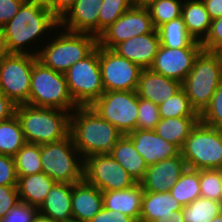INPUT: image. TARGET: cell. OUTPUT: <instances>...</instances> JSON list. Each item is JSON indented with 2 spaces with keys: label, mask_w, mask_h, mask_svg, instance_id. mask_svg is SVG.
I'll return each instance as SVG.
<instances>
[{
  "label": "cell",
  "mask_w": 222,
  "mask_h": 222,
  "mask_svg": "<svg viewBox=\"0 0 222 222\" xmlns=\"http://www.w3.org/2000/svg\"><path fill=\"white\" fill-rule=\"evenodd\" d=\"M58 26L59 19L43 0H26L15 16L3 26L9 53L37 56L38 48L50 38V34H53ZM35 43L39 47L36 48Z\"/></svg>",
  "instance_id": "1"
},
{
  "label": "cell",
  "mask_w": 222,
  "mask_h": 222,
  "mask_svg": "<svg viewBox=\"0 0 222 222\" xmlns=\"http://www.w3.org/2000/svg\"><path fill=\"white\" fill-rule=\"evenodd\" d=\"M199 121L200 117L161 118L154 131L158 136L181 149Z\"/></svg>",
  "instance_id": "28"
},
{
  "label": "cell",
  "mask_w": 222,
  "mask_h": 222,
  "mask_svg": "<svg viewBox=\"0 0 222 222\" xmlns=\"http://www.w3.org/2000/svg\"><path fill=\"white\" fill-rule=\"evenodd\" d=\"M210 18L222 17V0H202Z\"/></svg>",
  "instance_id": "48"
},
{
  "label": "cell",
  "mask_w": 222,
  "mask_h": 222,
  "mask_svg": "<svg viewBox=\"0 0 222 222\" xmlns=\"http://www.w3.org/2000/svg\"><path fill=\"white\" fill-rule=\"evenodd\" d=\"M181 88V82L165 77L148 68L142 69L136 92L139 98L149 100L159 105L172 97Z\"/></svg>",
  "instance_id": "20"
},
{
  "label": "cell",
  "mask_w": 222,
  "mask_h": 222,
  "mask_svg": "<svg viewBox=\"0 0 222 222\" xmlns=\"http://www.w3.org/2000/svg\"><path fill=\"white\" fill-rule=\"evenodd\" d=\"M43 173L58 183L74 184L83 180L84 159L71 135L60 141L40 145Z\"/></svg>",
  "instance_id": "7"
},
{
  "label": "cell",
  "mask_w": 222,
  "mask_h": 222,
  "mask_svg": "<svg viewBox=\"0 0 222 222\" xmlns=\"http://www.w3.org/2000/svg\"><path fill=\"white\" fill-rule=\"evenodd\" d=\"M154 29L148 9L133 5L98 36V45L113 49L120 42Z\"/></svg>",
  "instance_id": "14"
},
{
  "label": "cell",
  "mask_w": 222,
  "mask_h": 222,
  "mask_svg": "<svg viewBox=\"0 0 222 222\" xmlns=\"http://www.w3.org/2000/svg\"><path fill=\"white\" fill-rule=\"evenodd\" d=\"M184 0H158L147 7L154 28L181 17Z\"/></svg>",
  "instance_id": "35"
},
{
  "label": "cell",
  "mask_w": 222,
  "mask_h": 222,
  "mask_svg": "<svg viewBox=\"0 0 222 222\" xmlns=\"http://www.w3.org/2000/svg\"><path fill=\"white\" fill-rule=\"evenodd\" d=\"M17 180L14 157L0 154V186L17 185Z\"/></svg>",
  "instance_id": "42"
},
{
  "label": "cell",
  "mask_w": 222,
  "mask_h": 222,
  "mask_svg": "<svg viewBox=\"0 0 222 222\" xmlns=\"http://www.w3.org/2000/svg\"><path fill=\"white\" fill-rule=\"evenodd\" d=\"M201 197L222 201V169L200 170Z\"/></svg>",
  "instance_id": "37"
},
{
  "label": "cell",
  "mask_w": 222,
  "mask_h": 222,
  "mask_svg": "<svg viewBox=\"0 0 222 222\" xmlns=\"http://www.w3.org/2000/svg\"><path fill=\"white\" fill-rule=\"evenodd\" d=\"M26 0H0V27L9 22Z\"/></svg>",
  "instance_id": "44"
},
{
  "label": "cell",
  "mask_w": 222,
  "mask_h": 222,
  "mask_svg": "<svg viewBox=\"0 0 222 222\" xmlns=\"http://www.w3.org/2000/svg\"><path fill=\"white\" fill-rule=\"evenodd\" d=\"M26 143L16 115L0 122V154L14 156Z\"/></svg>",
  "instance_id": "31"
},
{
  "label": "cell",
  "mask_w": 222,
  "mask_h": 222,
  "mask_svg": "<svg viewBox=\"0 0 222 222\" xmlns=\"http://www.w3.org/2000/svg\"><path fill=\"white\" fill-rule=\"evenodd\" d=\"M33 222H56L52 220L51 218L45 217L38 213V215L35 217Z\"/></svg>",
  "instance_id": "52"
},
{
  "label": "cell",
  "mask_w": 222,
  "mask_h": 222,
  "mask_svg": "<svg viewBox=\"0 0 222 222\" xmlns=\"http://www.w3.org/2000/svg\"><path fill=\"white\" fill-rule=\"evenodd\" d=\"M151 222H185L182 210L174 211V214H171L169 217H166L165 221L157 219Z\"/></svg>",
  "instance_id": "49"
},
{
  "label": "cell",
  "mask_w": 222,
  "mask_h": 222,
  "mask_svg": "<svg viewBox=\"0 0 222 222\" xmlns=\"http://www.w3.org/2000/svg\"><path fill=\"white\" fill-rule=\"evenodd\" d=\"M99 65L104 91H136L142 69L113 49L99 46Z\"/></svg>",
  "instance_id": "13"
},
{
  "label": "cell",
  "mask_w": 222,
  "mask_h": 222,
  "mask_svg": "<svg viewBox=\"0 0 222 222\" xmlns=\"http://www.w3.org/2000/svg\"><path fill=\"white\" fill-rule=\"evenodd\" d=\"M111 156L139 183L148 169L144 158L136 151L132 139L122 135L110 153Z\"/></svg>",
  "instance_id": "25"
},
{
  "label": "cell",
  "mask_w": 222,
  "mask_h": 222,
  "mask_svg": "<svg viewBox=\"0 0 222 222\" xmlns=\"http://www.w3.org/2000/svg\"><path fill=\"white\" fill-rule=\"evenodd\" d=\"M90 107L123 135L136 129L138 119L136 91H105Z\"/></svg>",
  "instance_id": "11"
},
{
  "label": "cell",
  "mask_w": 222,
  "mask_h": 222,
  "mask_svg": "<svg viewBox=\"0 0 222 222\" xmlns=\"http://www.w3.org/2000/svg\"><path fill=\"white\" fill-rule=\"evenodd\" d=\"M18 202L20 199L17 185L0 186V219L4 218Z\"/></svg>",
  "instance_id": "43"
},
{
  "label": "cell",
  "mask_w": 222,
  "mask_h": 222,
  "mask_svg": "<svg viewBox=\"0 0 222 222\" xmlns=\"http://www.w3.org/2000/svg\"><path fill=\"white\" fill-rule=\"evenodd\" d=\"M72 184L56 182L38 208L39 214L56 222H72Z\"/></svg>",
  "instance_id": "22"
},
{
  "label": "cell",
  "mask_w": 222,
  "mask_h": 222,
  "mask_svg": "<svg viewBox=\"0 0 222 222\" xmlns=\"http://www.w3.org/2000/svg\"><path fill=\"white\" fill-rule=\"evenodd\" d=\"M37 56L9 54L0 59V92L15 105L28 104L31 75Z\"/></svg>",
  "instance_id": "10"
},
{
  "label": "cell",
  "mask_w": 222,
  "mask_h": 222,
  "mask_svg": "<svg viewBox=\"0 0 222 222\" xmlns=\"http://www.w3.org/2000/svg\"><path fill=\"white\" fill-rule=\"evenodd\" d=\"M186 168L187 164L181 154L173 156L148 166L139 183L144 191L164 193L178 181Z\"/></svg>",
  "instance_id": "16"
},
{
  "label": "cell",
  "mask_w": 222,
  "mask_h": 222,
  "mask_svg": "<svg viewBox=\"0 0 222 222\" xmlns=\"http://www.w3.org/2000/svg\"><path fill=\"white\" fill-rule=\"evenodd\" d=\"M17 116L26 143L45 144L60 141L70 135L71 113L56 108L21 104Z\"/></svg>",
  "instance_id": "4"
},
{
  "label": "cell",
  "mask_w": 222,
  "mask_h": 222,
  "mask_svg": "<svg viewBox=\"0 0 222 222\" xmlns=\"http://www.w3.org/2000/svg\"><path fill=\"white\" fill-rule=\"evenodd\" d=\"M215 53L219 56L220 62H221V64H222V46L219 47V48L215 51Z\"/></svg>",
  "instance_id": "53"
},
{
  "label": "cell",
  "mask_w": 222,
  "mask_h": 222,
  "mask_svg": "<svg viewBox=\"0 0 222 222\" xmlns=\"http://www.w3.org/2000/svg\"><path fill=\"white\" fill-rule=\"evenodd\" d=\"M182 213L185 222H210L222 213V203L200 197L183 206Z\"/></svg>",
  "instance_id": "33"
},
{
  "label": "cell",
  "mask_w": 222,
  "mask_h": 222,
  "mask_svg": "<svg viewBox=\"0 0 222 222\" xmlns=\"http://www.w3.org/2000/svg\"><path fill=\"white\" fill-rule=\"evenodd\" d=\"M39 211L36 206L18 202L0 222H33Z\"/></svg>",
  "instance_id": "40"
},
{
  "label": "cell",
  "mask_w": 222,
  "mask_h": 222,
  "mask_svg": "<svg viewBox=\"0 0 222 222\" xmlns=\"http://www.w3.org/2000/svg\"><path fill=\"white\" fill-rule=\"evenodd\" d=\"M17 105L0 92V122L15 115Z\"/></svg>",
  "instance_id": "47"
},
{
  "label": "cell",
  "mask_w": 222,
  "mask_h": 222,
  "mask_svg": "<svg viewBox=\"0 0 222 222\" xmlns=\"http://www.w3.org/2000/svg\"><path fill=\"white\" fill-rule=\"evenodd\" d=\"M160 119L158 105L138 97V119L136 129L155 130Z\"/></svg>",
  "instance_id": "38"
},
{
  "label": "cell",
  "mask_w": 222,
  "mask_h": 222,
  "mask_svg": "<svg viewBox=\"0 0 222 222\" xmlns=\"http://www.w3.org/2000/svg\"><path fill=\"white\" fill-rule=\"evenodd\" d=\"M202 50L203 48H169L160 45L150 69L182 83Z\"/></svg>",
  "instance_id": "15"
},
{
  "label": "cell",
  "mask_w": 222,
  "mask_h": 222,
  "mask_svg": "<svg viewBox=\"0 0 222 222\" xmlns=\"http://www.w3.org/2000/svg\"><path fill=\"white\" fill-rule=\"evenodd\" d=\"M89 222H137L133 217L104 207Z\"/></svg>",
  "instance_id": "45"
},
{
  "label": "cell",
  "mask_w": 222,
  "mask_h": 222,
  "mask_svg": "<svg viewBox=\"0 0 222 222\" xmlns=\"http://www.w3.org/2000/svg\"><path fill=\"white\" fill-rule=\"evenodd\" d=\"M72 215L75 222H89L103 208V194L84 179L72 184Z\"/></svg>",
  "instance_id": "21"
},
{
  "label": "cell",
  "mask_w": 222,
  "mask_h": 222,
  "mask_svg": "<svg viewBox=\"0 0 222 222\" xmlns=\"http://www.w3.org/2000/svg\"><path fill=\"white\" fill-rule=\"evenodd\" d=\"M157 1H158V0H133V4H134L135 6L147 8V7L150 6L152 3L157 2Z\"/></svg>",
  "instance_id": "51"
},
{
  "label": "cell",
  "mask_w": 222,
  "mask_h": 222,
  "mask_svg": "<svg viewBox=\"0 0 222 222\" xmlns=\"http://www.w3.org/2000/svg\"><path fill=\"white\" fill-rule=\"evenodd\" d=\"M222 82V64L215 52L202 50L182 82L192 108L201 115L209 106L212 96Z\"/></svg>",
  "instance_id": "5"
},
{
  "label": "cell",
  "mask_w": 222,
  "mask_h": 222,
  "mask_svg": "<svg viewBox=\"0 0 222 222\" xmlns=\"http://www.w3.org/2000/svg\"><path fill=\"white\" fill-rule=\"evenodd\" d=\"M180 154L188 168L222 169V130L199 121L181 147Z\"/></svg>",
  "instance_id": "8"
},
{
  "label": "cell",
  "mask_w": 222,
  "mask_h": 222,
  "mask_svg": "<svg viewBox=\"0 0 222 222\" xmlns=\"http://www.w3.org/2000/svg\"><path fill=\"white\" fill-rule=\"evenodd\" d=\"M182 208L169 191L164 193L144 191L139 222H151L157 219L165 221L166 217Z\"/></svg>",
  "instance_id": "24"
},
{
  "label": "cell",
  "mask_w": 222,
  "mask_h": 222,
  "mask_svg": "<svg viewBox=\"0 0 222 222\" xmlns=\"http://www.w3.org/2000/svg\"><path fill=\"white\" fill-rule=\"evenodd\" d=\"M64 74L74 102L78 106H91L105 92L99 65V45Z\"/></svg>",
  "instance_id": "9"
},
{
  "label": "cell",
  "mask_w": 222,
  "mask_h": 222,
  "mask_svg": "<svg viewBox=\"0 0 222 222\" xmlns=\"http://www.w3.org/2000/svg\"><path fill=\"white\" fill-rule=\"evenodd\" d=\"M169 192L182 207L200 198V170L187 167Z\"/></svg>",
  "instance_id": "30"
},
{
  "label": "cell",
  "mask_w": 222,
  "mask_h": 222,
  "mask_svg": "<svg viewBox=\"0 0 222 222\" xmlns=\"http://www.w3.org/2000/svg\"><path fill=\"white\" fill-rule=\"evenodd\" d=\"M133 5V0H103L98 17V36Z\"/></svg>",
  "instance_id": "36"
},
{
  "label": "cell",
  "mask_w": 222,
  "mask_h": 222,
  "mask_svg": "<svg viewBox=\"0 0 222 222\" xmlns=\"http://www.w3.org/2000/svg\"><path fill=\"white\" fill-rule=\"evenodd\" d=\"M210 222H222V213L214 217Z\"/></svg>",
  "instance_id": "54"
},
{
  "label": "cell",
  "mask_w": 222,
  "mask_h": 222,
  "mask_svg": "<svg viewBox=\"0 0 222 222\" xmlns=\"http://www.w3.org/2000/svg\"><path fill=\"white\" fill-rule=\"evenodd\" d=\"M83 179L102 192L122 190L137 184L111 154H97L85 158Z\"/></svg>",
  "instance_id": "12"
},
{
  "label": "cell",
  "mask_w": 222,
  "mask_h": 222,
  "mask_svg": "<svg viewBox=\"0 0 222 222\" xmlns=\"http://www.w3.org/2000/svg\"><path fill=\"white\" fill-rule=\"evenodd\" d=\"M157 32L161 46L169 48H202L201 42L196 41L187 31L182 17L161 25Z\"/></svg>",
  "instance_id": "29"
},
{
  "label": "cell",
  "mask_w": 222,
  "mask_h": 222,
  "mask_svg": "<svg viewBox=\"0 0 222 222\" xmlns=\"http://www.w3.org/2000/svg\"><path fill=\"white\" fill-rule=\"evenodd\" d=\"M201 45L203 50L208 52H215L222 46V17L212 20L208 35Z\"/></svg>",
  "instance_id": "41"
},
{
  "label": "cell",
  "mask_w": 222,
  "mask_h": 222,
  "mask_svg": "<svg viewBox=\"0 0 222 222\" xmlns=\"http://www.w3.org/2000/svg\"><path fill=\"white\" fill-rule=\"evenodd\" d=\"M102 194L105 209L119 211L139 222L144 196V190L140 183L122 190L102 192Z\"/></svg>",
  "instance_id": "23"
},
{
  "label": "cell",
  "mask_w": 222,
  "mask_h": 222,
  "mask_svg": "<svg viewBox=\"0 0 222 222\" xmlns=\"http://www.w3.org/2000/svg\"><path fill=\"white\" fill-rule=\"evenodd\" d=\"M127 135L132 139L136 151L144 158L148 166L180 155V148L177 145L167 142L154 130L135 129Z\"/></svg>",
  "instance_id": "17"
},
{
  "label": "cell",
  "mask_w": 222,
  "mask_h": 222,
  "mask_svg": "<svg viewBox=\"0 0 222 222\" xmlns=\"http://www.w3.org/2000/svg\"><path fill=\"white\" fill-rule=\"evenodd\" d=\"M28 105L70 113L78 107L70 95L65 74L44 66L38 60L32 69Z\"/></svg>",
  "instance_id": "6"
},
{
  "label": "cell",
  "mask_w": 222,
  "mask_h": 222,
  "mask_svg": "<svg viewBox=\"0 0 222 222\" xmlns=\"http://www.w3.org/2000/svg\"><path fill=\"white\" fill-rule=\"evenodd\" d=\"M55 183L53 179L43 172L18 177L17 190L19 199L26 204L39 208Z\"/></svg>",
  "instance_id": "26"
},
{
  "label": "cell",
  "mask_w": 222,
  "mask_h": 222,
  "mask_svg": "<svg viewBox=\"0 0 222 222\" xmlns=\"http://www.w3.org/2000/svg\"><path fill=\"white\" fill-rule=\"evenodd\" d=\"M50 11L60 20L76 0H43Z\"/></svg>",
  "instance_id": "46"
},
{
  "label": "cell",
  "mask_w": 222,
  "mask_h": 222,
  "mask_svg": "<svg viewBox=\"0 0 222 222\" xmlns=\"http://www.w3.org/2000/svg\"><path fill=\"white\" fill-rule=\"evenodd\" d=\"M13 157L18 177L43 172L39 144L25 143Z\"/></svg>",
  "instance_id": "32"
},
{
  "label": "cell",
  "mask_w": 222,
  "mask_h": 222,
  "mask_svg": "<svg viewBox=\"0 0 222 222\" xmlns=\"http://www.w3.org/2000/svg\"><path fill=\"white\" fill-rule=\"evenodd\" d=\"M200 121L210 127L222 130V82L213 94L209 106L200 115Z\"/></svg>",
  "instance_id": "39"
},
{
  "label": "cell",
  "mask_w": 222,
  "mask_h": 222,
  "mask_svg": "<svg viewBox=\"0 0 222 222\" xmlns=\"http://www.w3.org/2000/svg\"><path fill=\"white\" fill-rule=\"evenodd\" d=\"M70 135L83 159L110 154L123 135L90 106H78L71 112Z\"/></svg>",
  "instance_id": "2"
},
{
  "label": "cell",
  "mask_w": 222,
  "mask_h": 222,
  "mask_svg": "<svg viewBox=\"0 0 222 222\" xmlns=\"http://www.w3.org/2000/svg\"><path fill=\"white\" fill-rule=\"evenodd\" d=\"M181 17L189 34L202 42L210 30L212 19L202 0H184Z\"/></svg>",
  "instance_id": "27"
},
{
  "label": "cell",
  "mask_w": 222,
  "mask_h": 222,
  "mask_svg": "<svg viewBox=\"0 0 222 222\" xmlns=\"http://www.w3.org/2000/svg\"><path fill=\"white\" fill-rule=\"evenodd\" d=\"M3 27H0V59L9 55Z\"/></svg>",
  "instance_id": "50"
},
{
  "label": "cell",
  "mask_w": 222,
  "mask_h": 222,
  "mask_svg": "<svg viewBox=\"0 0 222 222\" xmlns=\"http://www.w3.org/2000/svg\"><path fill=\"white\" fill-rule=\"evenodd\" d=\"M57 29L53 32L55 37L51 34L50 41L48 39L39 48L37 59L44 66L65 73L97 47L98 37L88 33L68 31L61 26Z\"/></svg>",
  "instance_id": "3"
},
{
  "label": "cell",
  "mask_w": 222,
  "mask_h": 222,
  "mask_svg": "<svg viewBox=\"0 0 222 222\" xmlns=\"http://www.w3.org/2000/svg\"><path fill=\"white\" fill-rule=\"evenodd\" d=\"M160 118L200 117L192 108L183 88L158 105Z\"/></svg>",
  "instance_id": "34"
},
{
  "label": "cell",
  "mask_w": 222,
  "mask_h": 222,
  "mask_svg": "<svg viewBox=\"0 0 222 222\" xmlns=\"http://www.w3.org/2000/svg\"><path fill=\"white\" fill-rule=\"evenodd\" d=\"M103 0H76L59 20L63 29L98 37V17Z\"/></svg>",
  "instance_id": "18"
},
{
  "label": "cell",
  "mask_w": 222,
  "mask_h": 222,
  "mask_svg": "<svg viewBox=\"0 0 222 222\" xmlns=\"http://www.w3.org/2000/svg\"><path fill=\"white\" fill-rule=\"evenodd\" d=\"M160 45L159 34L154 29L151 33L120 42L113 50L137 64L141 69H148L151 67Z\"/></svg>",
  "instance_id": "19"
}]
</instances>
